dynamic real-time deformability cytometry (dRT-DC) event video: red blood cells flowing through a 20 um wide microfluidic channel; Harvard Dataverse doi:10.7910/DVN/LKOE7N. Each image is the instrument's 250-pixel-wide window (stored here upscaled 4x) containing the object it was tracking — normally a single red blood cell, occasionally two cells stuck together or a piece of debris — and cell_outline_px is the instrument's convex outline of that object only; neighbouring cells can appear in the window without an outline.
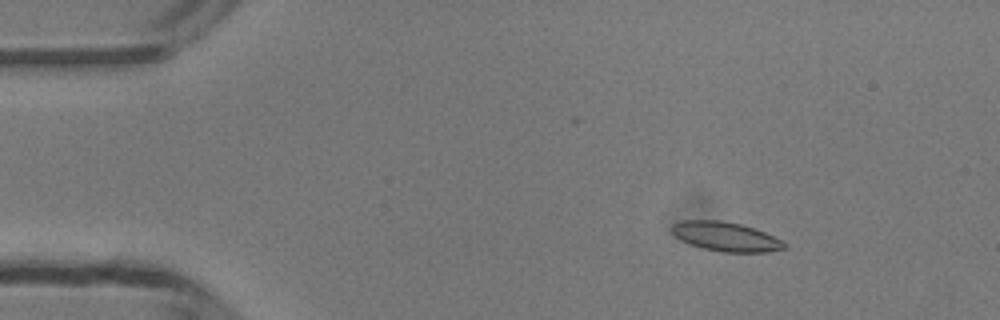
{"species": "common noctule bat (a hibernating species)", "species_latin": "Nyctalus noctula", "temperature_condition": "room temperature", "stored_images_in_passage": 49, "camera_frame_rate_fps": 3000, "um_per_image_px": 0.085, "animal": {"sex": "male", "body_mass_g": 13.3}, "frame": {"image": 1, "passage_image": 7, "time_ms": 2.0, "image_size_px": [1000, 320], "cell_outline_px": [[788, 248], [768, 252], [720, 252], [688, 244], [680, 240], [668, 228], [672, 224], [684, 220], [720, 220], [740, 224], [764, 232], [788, 244]], "centroid_in_image_um": [61.66, 20.12], "position_along_channel_um": 23.3, "area_um2": 19.25}}
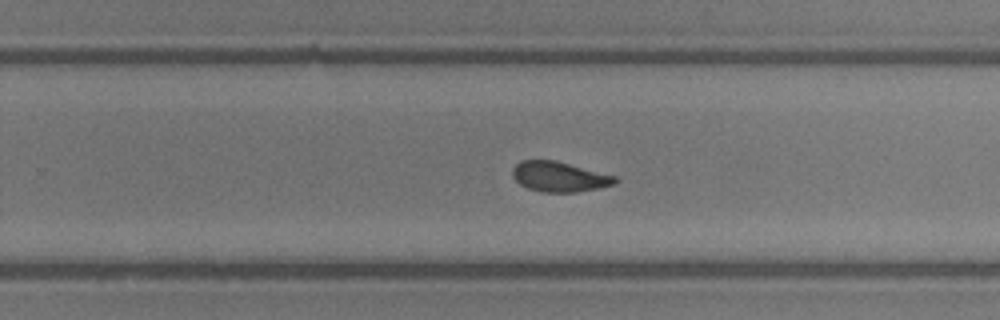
{"frame": {"image": 2, "passage_image": 31, "time_ms": 10.0, "image_size_px": [1000, 320], "cell_outline_px": [[616, 184], [600, 188], [576, 192], [540, 192], [528, 188], [520, 184], [512, 176], [512, 168], [520, 160], [556, 160], [616, 176]], "centroid_in_image_um": [47.53, 15.02], "position_along_channel_um": 282.3, "area_um2": 18.09}}
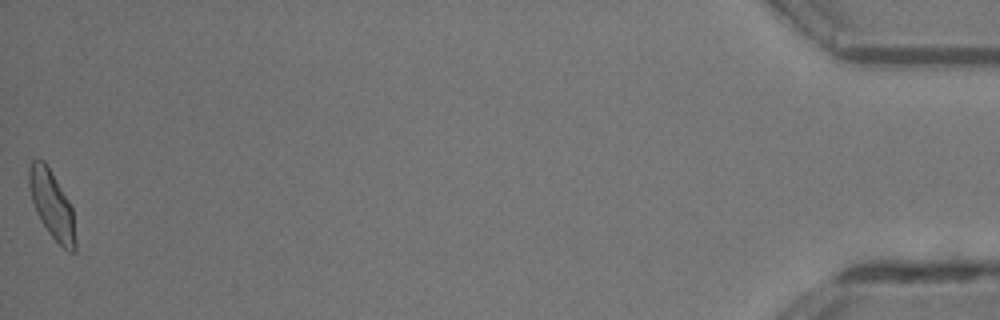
{"frame": {"image": 3, "passage_image": 49, "time_ms": 16.0, "image_size_px": [1000, 320], "cell_outline_px": [[76, 252], [68, 252], [48, 232], [40, 220], [36, 212], [32, 200], [28, 184], [28, 168], [32, 160], [44, 160], [68, 200], [72, 208], [76, 244]], "centroid_in_image_um": [4.4, 17.41], "position_along_channel_um": 430.8, "area_um2": 18.09}, "authors_computed_cell_mechanics": {"area_um2": 18.496, "velocity_mm_per_s": 4.1995, "shape_relaxation_time_tau1_ms": 2.4443, "shape_relaxation_time_tau2_ms": 1.3669, "deformation_change_tau1": 0.1135, "deformation_change_tau2": 0.07}}